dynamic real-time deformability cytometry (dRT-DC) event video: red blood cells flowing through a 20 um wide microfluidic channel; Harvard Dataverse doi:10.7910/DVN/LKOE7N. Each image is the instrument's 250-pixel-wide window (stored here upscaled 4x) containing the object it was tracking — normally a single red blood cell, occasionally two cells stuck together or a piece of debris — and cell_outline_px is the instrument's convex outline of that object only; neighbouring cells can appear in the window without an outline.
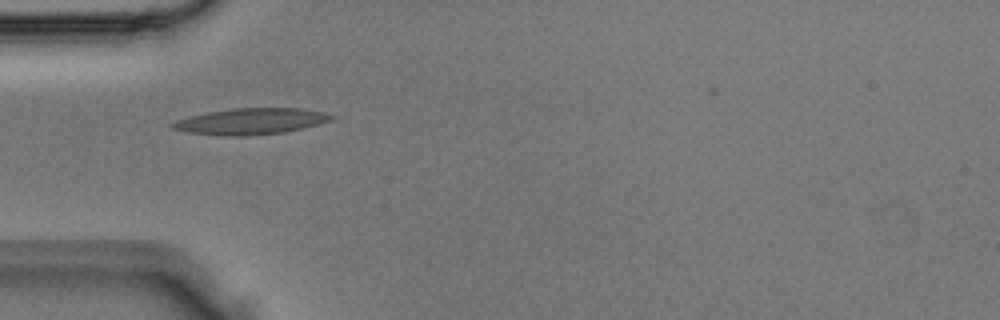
{"species": "Egyptian fruit bat (a non-hibernating species)", "species_latin": "Rousettus aegyptiacus", "temperature_condition": "room temperature", "stored_images_in_passage": 3, "camera_frame_rate_fps": 3000, "um_per_image_px": 0.085, "animal": {"sex": "male"}, "frame": {"image": 1, "passage_image": 2, "time_ms": 0.333, "image_size_px": [1000, 320], "cell_outline_px": [[336, 116], [332, 120], [284, 132], [248, 136], [220, 136], [188, 132], [172, 128], [168, 124], [176, 120], [208, 112], [232, 108], [300, 108], [324, 112]], "centroid_in_image_um": [21.3, 10.31], "position_along_channel_um": 63.7, "area_um2": 24.16}}